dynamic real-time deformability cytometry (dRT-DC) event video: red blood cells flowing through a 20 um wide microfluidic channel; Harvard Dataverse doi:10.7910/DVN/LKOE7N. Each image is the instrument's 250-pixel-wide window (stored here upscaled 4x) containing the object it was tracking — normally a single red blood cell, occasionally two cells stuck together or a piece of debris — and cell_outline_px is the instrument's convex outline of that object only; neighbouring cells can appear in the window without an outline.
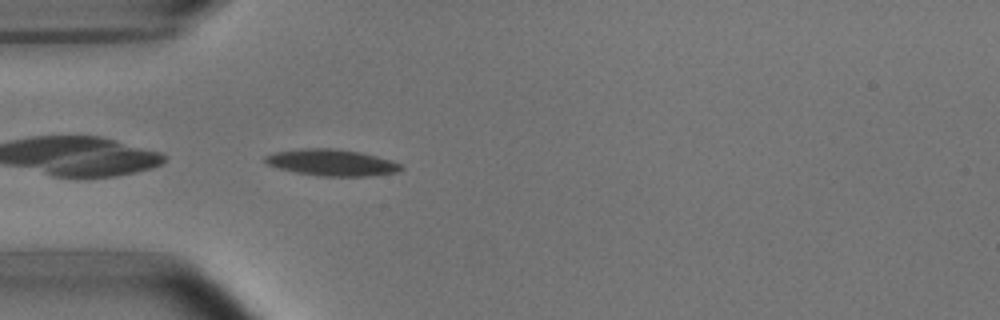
{"species": "common noctule bat (a hibernating species)", "species_latin": "Nyctalus noctula", "temperature_condition": "room temperature", "stored_images_in_passage": 5, "camera_frame_rate_fps": 3000, "um_per_image_px": 0.085, "animal": {"sex": "male", "body_mass_g": 15.6}, "frame": {"image": 1, "passage_image": 5, "time_ms": 5.0, "image_size_px": [1000, 320], "cell_outline_px": [[404, 168], [400, 172], [368, 176], [320, 176], [296, 172], [280, 168], [268, 164], [264, 160], [264, 156], [276, 152], [304, 148], [332, 148], [360, 152], [376, 156], [400, 164]], "centroid_in_image_um": [28.21, 13.82], "position_along_channel_um": 56.8, "area_um2": 20.75}}